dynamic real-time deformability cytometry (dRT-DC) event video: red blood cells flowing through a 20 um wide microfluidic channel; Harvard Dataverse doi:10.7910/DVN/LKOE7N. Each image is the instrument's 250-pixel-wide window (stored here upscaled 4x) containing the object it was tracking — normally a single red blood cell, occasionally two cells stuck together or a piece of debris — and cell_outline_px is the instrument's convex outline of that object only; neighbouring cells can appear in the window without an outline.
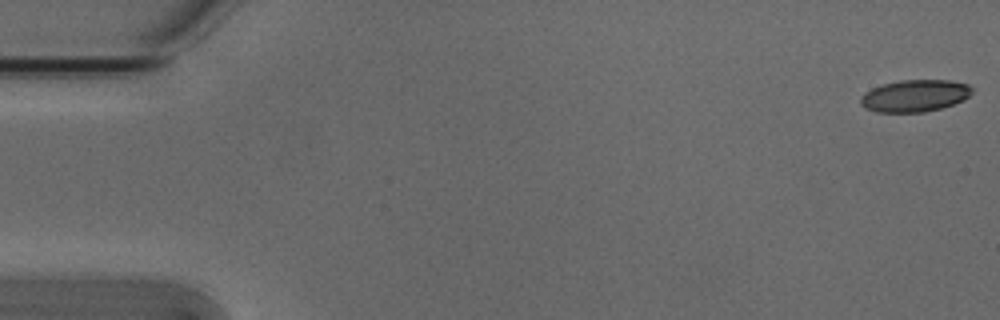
{"species": "Egyptian fruit bat (a non-hibernating species)", "species_latin": "Rousettus aegyptiacus", "temperature_condition": "cold", "stored_images_in_passage": 54, "camera_frame_rate_fps": 3000, "um_per_image_px": 0.085, "animal": {"sex": "male"}, "frame": {"image": 1, "passage_image": 1, "time_ms": 0.0, "image_size_px": [1000, 320], "cell_outline_px": [[972, 92], [964, 100], [940, 108], [924, 112], [876, 112], [864, 108], [860, 104], [860, 96], [864, 92], [872, 88], [884, 84], [900, 80], [948, 80], [968, 84], [972, 88]], "centroid_in_image_um": [77.72, 8.14], "position_along_channel_um": 7.3, "area_um2": 20.81}}
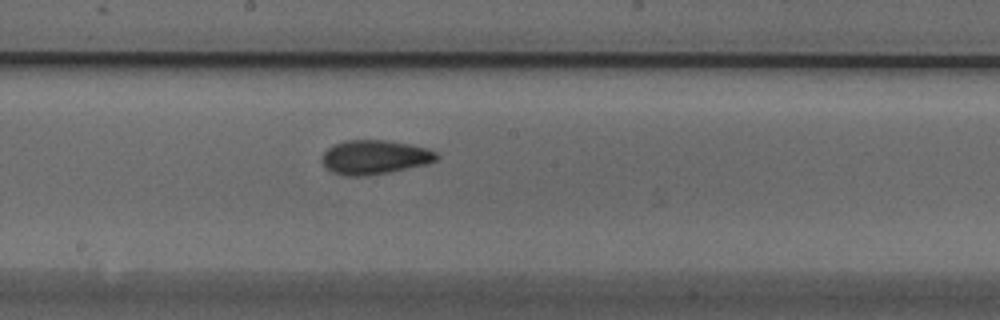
{"frame": {"image": 2, "passage_image": 29, "time_ms": 9.333, "image_size_px": [1000, 320], "cell_outline_px": [[440, 156], [436, 160], [428, 164], [388, 172], [364, 176], [344, 176], [332, 172], [324, 168], [320, 156], [332, 144], [344, 140], [388, 140], [428, 148], [436, 152]], "centroid_in_image_um": [31.81, 13.36], "position_along_channel_um": 216.4, "area_um2": 23.12}}
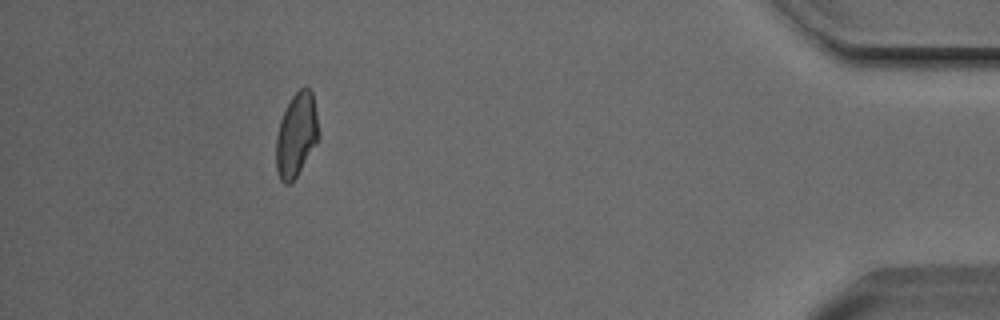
{"frame": {"image": 3, "passage_image": 49, "time_ms": 16.0, "image_size_px": [1000, 320], "cell_outline_px": [[320, 136], [316, 144], [292, 184], [284, 184], [280, 180], [276, 172], [276, 136], [280, 120], [292, 96], [304, 84], [312, 92], [316, 112]], "centroid_in_image_um": [25.19, 11.5], "position_along_channel_um": 410.0, "area_um2": 20.98}, "authors_computed_cell_mechanics": {"area_um2": 21.5016, "velocity_mm_per_s": 3.8177, "shape_relaxation_time_tau1_ms": 5.3266, "shape_relaxation_time_tau2_ms": 2.0592, "deformation_change_tau1": 0.133, "deformation_change_tau2": 0.0861}}